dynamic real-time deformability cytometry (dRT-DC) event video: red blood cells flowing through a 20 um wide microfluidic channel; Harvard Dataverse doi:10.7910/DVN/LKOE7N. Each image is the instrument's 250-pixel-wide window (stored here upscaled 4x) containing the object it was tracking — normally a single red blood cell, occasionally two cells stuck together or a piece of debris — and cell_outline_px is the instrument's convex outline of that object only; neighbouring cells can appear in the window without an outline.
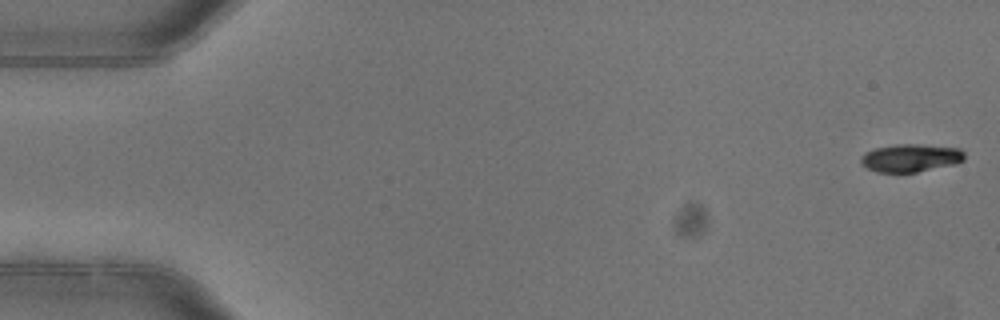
{"species": "common noctule bat (a hibernating species)", "species_latin": "Nyctalus noctula", "temperature_condition": "warm", "stored_images_in_passage": 3, "camera_frame_rate_fps": 3000, "um_per_image_px": 0.085, "animal": {"sex": "female"}, "frame": {"image": 1, "passage_image": 1, "time_ms": 0.0, "image_size_px": [1000, 320], "cell_outline_px": [[964, 160], [956, 164], [916, 172], [876, 172], [868, 168], [860, 160], [860, 156], [864, 152], [876, 148], [896, 144], [920, 144], [960, 148], [964, 152]], "centroid_in_image_um": [77.42, 13.41], "position_along_channel_um": 7.6, "area_um2": 16.88}}